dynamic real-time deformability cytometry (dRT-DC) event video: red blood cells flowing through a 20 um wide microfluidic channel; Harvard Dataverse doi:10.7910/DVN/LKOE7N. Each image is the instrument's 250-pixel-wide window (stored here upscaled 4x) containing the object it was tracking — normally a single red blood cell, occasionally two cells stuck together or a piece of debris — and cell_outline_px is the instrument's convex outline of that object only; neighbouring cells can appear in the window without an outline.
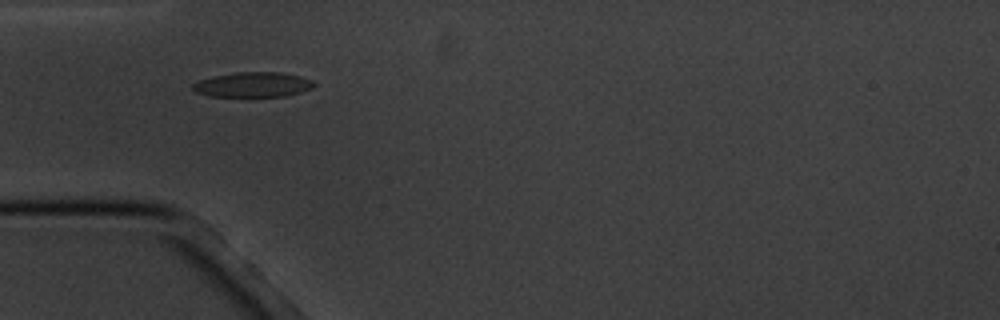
{"species": "common noctule bat (a hibernating species)", "species_latin": "Nyctalus noctula", "temperature_condition": "cold", "stored_images_in_passage": 2, "camera_frame_rate_fps": 3000, "um_per_image_px": 0.085, "animal": {"sex": "male", "body_mass_g": 20.1, "forearm_length_mm": 53.5}, "frame": {"image": 1, "passage_image": 1, "time_ms": 0.0, "image_size_px": [1000, 320], "cell_outline_px": [[316, 84], [312, 88], [300, 92], [284, 96], [212, 96], [196, 92], [192, 88], [192, 84], [200, 80], [212, 76], [236, 72], [280, 72], [300, 76], [312, 80]], "centroid_in_image_um": [21.51, 7.18], "position_along_channel_um": 63.5, "area_um2": 17.51}}
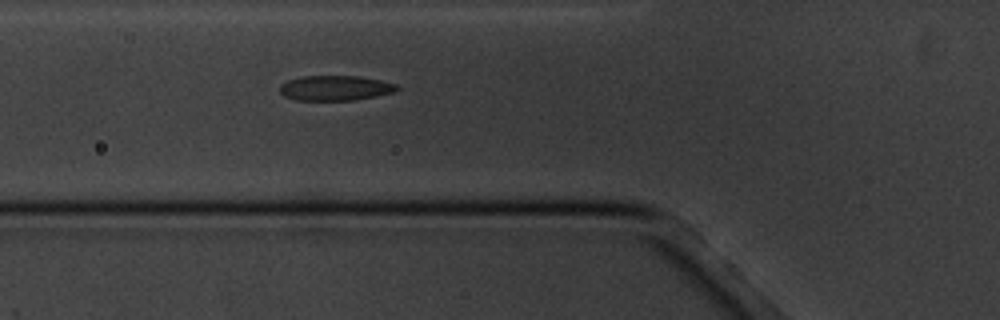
{"frame": {"image": 2, "passage_image": 2, "time_ms": 1.0, "image_size_px": [1000, 320], "cell_outline_px": [[400, 88], [396, 92], [376, 96], [352, 100], [296, 100], [284, 96], [280, 92], [280, 84], [288, 80], [300, 76], [360, 76], [380, 80], [396, 84]], "centroid_in_image_um": [28.5, 7.48], "position_along_channel_um": 97.3, "area_um2": 17.17}}